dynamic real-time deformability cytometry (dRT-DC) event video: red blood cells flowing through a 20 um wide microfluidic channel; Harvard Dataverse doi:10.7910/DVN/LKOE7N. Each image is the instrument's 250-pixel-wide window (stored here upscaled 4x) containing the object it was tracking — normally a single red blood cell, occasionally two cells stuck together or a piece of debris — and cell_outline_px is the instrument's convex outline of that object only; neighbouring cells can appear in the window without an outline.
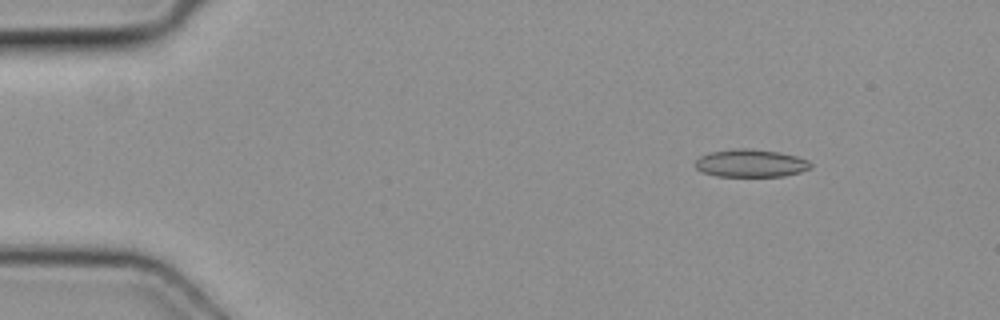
{"species": "common noctule bat (a hibernating species)", "species_latin": "Nyctalus noctula", "temperature_condition": "cold", "stored_images_in_passage": 4, "camera_frame_rate_fps": 3000, "um_per_image_px": 0.085, "animal": {"sex": "female", "body_mass_g": 19.3, "forearm_length_mm": 54.1}, "frame": {"image": 1, "passage_image": 2, "time_ms": 0.333, "image_size_px": [1000, 320], "cell_outline_px": [[812, 168], [800, 172], [784, 176], [716, 176], [704, 172], [696, 168], [696, 160], [700, 156], [712, 152], [740, 148], [744, 148], [780, 152], [796, 156], [808, 160], [812, 164]], "centroid_in_image_um": [63.85, 13.88], "position_along_channel_um": 21.1, "area_um2": 18.5}}